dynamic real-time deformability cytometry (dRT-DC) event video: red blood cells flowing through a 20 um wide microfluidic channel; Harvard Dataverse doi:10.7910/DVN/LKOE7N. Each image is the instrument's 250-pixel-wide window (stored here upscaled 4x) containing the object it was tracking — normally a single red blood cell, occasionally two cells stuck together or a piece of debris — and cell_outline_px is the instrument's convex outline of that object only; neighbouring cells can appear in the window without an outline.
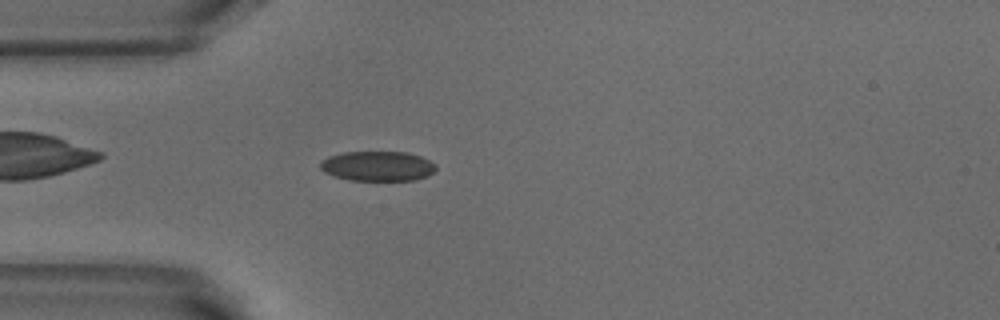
{"species": "common noctule bat (a hibernating species)", "species_latin": "Nyctalus noctula", "temperature_condition": "warm", "stored_images_in_passage": 50, "camera_frame_rate_fps": 3000, "um_per_image_px": 0.085, "animal": {"sex": "male", "body_mass_g": 18.8}, "frame": {"image": 1, "passage_image": 13, "time_ms": 4.0, "image_size_px": [1000, 320], "cell_outline_px": [[436, 168], [428, 176], [416, 180], [348, 180], [324, 172], [320, 168], [320, 160], [328, 156], [344, 152], [408, 152], [420, 156], [436, 164]], "centroid_in_image_um": [32.09, 14.11], "position_along_channel_um": 52.9, "area_um2": 20.17}}
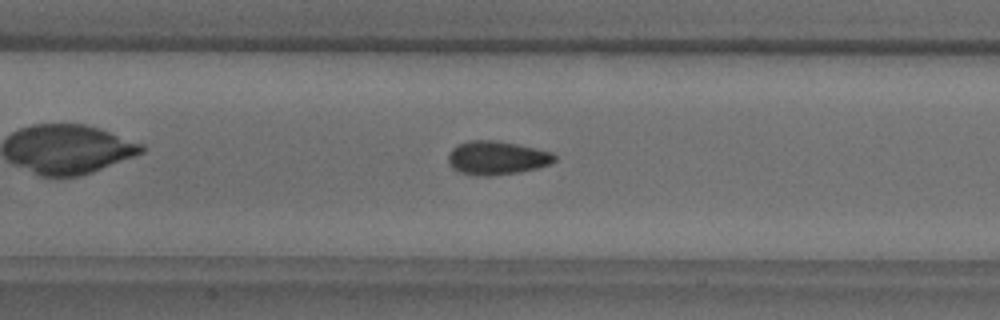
{"frame": {"image": 2, "passage_image": 22, "time_ms": 7.0, "image_size_px": [1000, 320], "cell_outline_px": [[556, 160], [548, 164], [536, 168], [520, 172], [492, 176], [476, 176], [460, 172], [452, 168], [448, 160], [448, 156], [452, 148], [456, 144], [468, 140], [496, 140], [516, 144], [552, 152], [556, 156]], "centroid_in_image_um": [42.19, 13.42], "position_along_channel_um": 165.2, "area_um2": 20.92}}
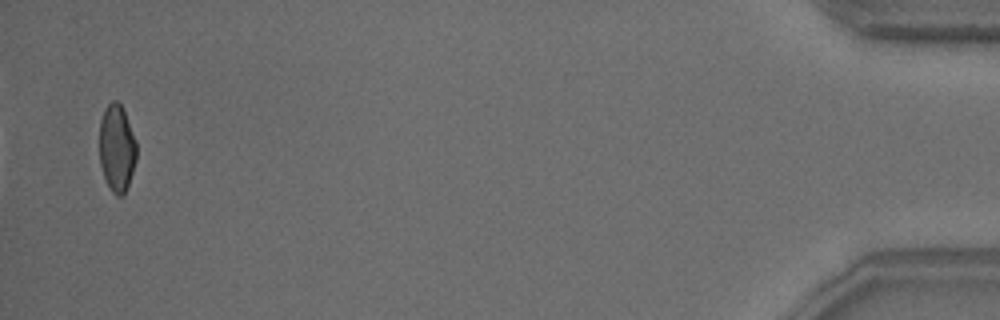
{"frame": {"image": 3, "passage_image": 49, "time_ms": 16.0, "image_size_px": [1000, 320], "cell_outline_px": [[136, 160], [124, 196], [116, 196], [112, 192], [104, 176], [100, 164], [100, 120], [104, 108], [112, 100], [116, 100], [120, 104], [124, 112], [136, 140]], "centroid_in_image_um": [9.92, 12.59], "position_along_channel_um": 425.3, "area_um2": 18.73}, "authors_computed_cell_mechanics": {"area_um2": 19.9699, "velocity_mm_per_s": 3.8913, "shape_relaxation_time_tau1_ms": 4.8843, "shape_relaxation_time_tau2_ms": 1.3934, "deformation_change_tau1": 0.1438, "deformation_change_tau2": 0.0633}}